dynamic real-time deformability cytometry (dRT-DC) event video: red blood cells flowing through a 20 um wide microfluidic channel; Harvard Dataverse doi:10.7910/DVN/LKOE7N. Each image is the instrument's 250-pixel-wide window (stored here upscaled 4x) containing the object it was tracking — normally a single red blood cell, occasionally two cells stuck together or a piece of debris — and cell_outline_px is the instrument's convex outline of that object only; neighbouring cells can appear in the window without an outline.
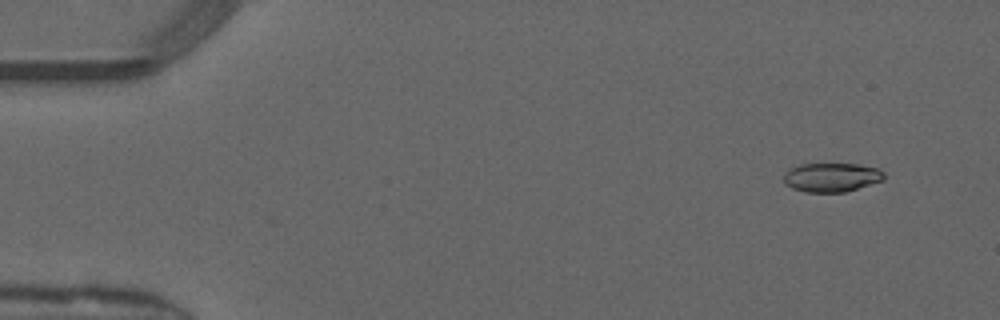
{"species": "common noctule bat (a hibernating species)", "species_latin": "Nyctalus noctula", "temperature_condition": "warm", "stored_images_in_passage": 50, "camera_frame_rate_fps": 3000, "um_per_image_px": 0.085, "animal": {"sex": "male", "forearm_length_mm": 52.5}, "frame": {"image": 1, "passage_image": 4, "time_ms": 1.0, "image_size_px": [1000, 320], "cell_outline_px": [[884, 180], [844, 192], [804, 192], [792, 188], [784, 184], [784, 172], [800, 164], [856, 164], [880, 168], [884, 172]], "centroid_in_image_um": [70.68, 15.07], "position_along_channel_um": 14.3, "area_um2": 16.99}}
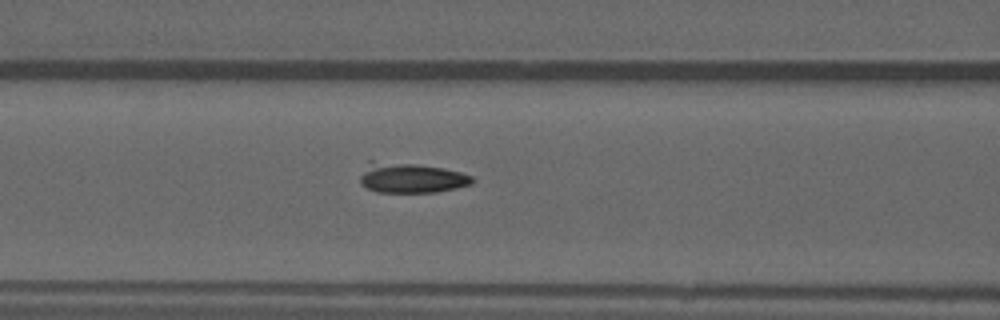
{"frame": {"image": 2, "passage_image": 21, "time_ms": 6.667, "image_size_px": [1000, 320], "cell_outline_px": [[476, 180], [472, 184], [456, 188], [436, 192], [376, 192], [364, 188], [360, 184], [360, 176], [368, 160], [372, 160], [416, 164], [444, 168], [460, 172], [472, 176]], "centroid_in_image_um": [34.9, 15.11], "position_along_channel_um": 131.7, "area_um2": 20.0}}
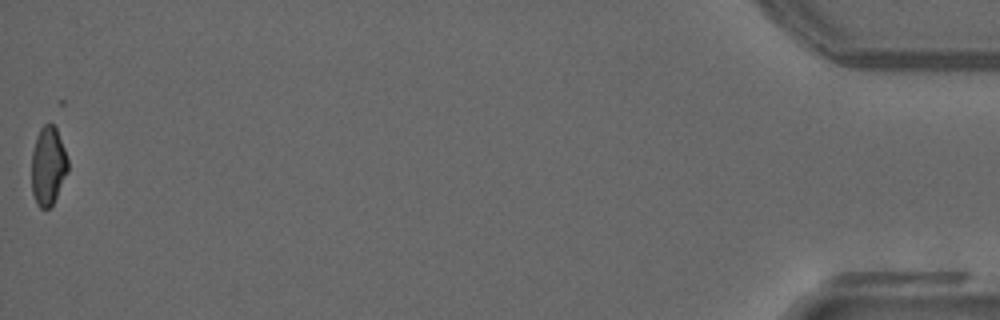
{"frame": {"image": 3, "passage_image": 50, "time_ms": 16.333, "image_size_px": [1000, 320], "cell_outline_px": [[68, 172], [52, 204], [48, 208], [40, 208], [36, 204], [32, 192], [32, 152], [36, 136], [40, 128], [44, 124], [52, 124], [56, 128], [64, 148], [68, 160]], "centroid_in_image_um": [4.08, 14.1], "position_along_channel_um": 431.1, "area_um2": 16.53}}